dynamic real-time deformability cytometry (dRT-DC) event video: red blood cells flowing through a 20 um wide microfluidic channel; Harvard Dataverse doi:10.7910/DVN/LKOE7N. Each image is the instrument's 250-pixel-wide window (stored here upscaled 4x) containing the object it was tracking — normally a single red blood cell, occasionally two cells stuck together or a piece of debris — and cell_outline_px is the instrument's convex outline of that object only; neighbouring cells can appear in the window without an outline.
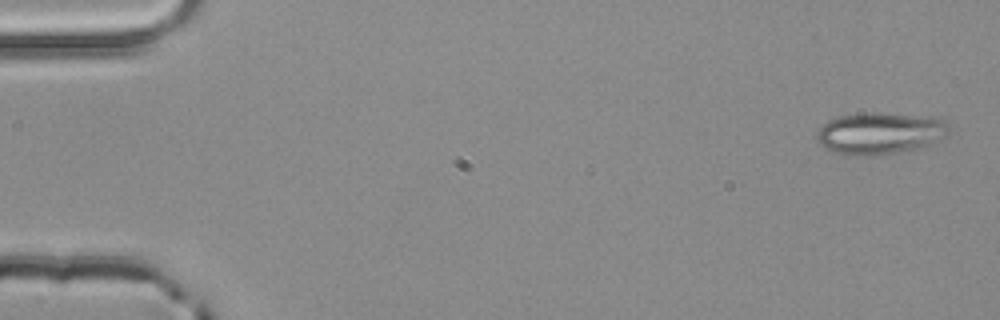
{"species": "common noctule bat (a hibernating species)", "species_latin": "Nyctalus noctula", "temperature_condition": "room temperature", "stored_images_in_passage": 5, "camera_frame_rate_fps": 3000, "um_per_image_px": 0.085, "animal": {"sex": "male", "body_mass_g": 20.4}, "frame": {"image": 1, "passage_image": 1, "time_ms": 0.0, "image_size_px": [1000, 320], "cell_outline_px": [[948, 128], [944, 136], [940, 140], [920, 148], [884, 156], [844, 156], [820, 144], [816, 140], [816, 132], [828, 120], [840, 116], [872, 112], [876, 112], [940, 116], [948, 124]], "centroid_in_image_um": [74.83, 11.33], "position_along_channel_um": 10.2, "area_um2": 32.95}}